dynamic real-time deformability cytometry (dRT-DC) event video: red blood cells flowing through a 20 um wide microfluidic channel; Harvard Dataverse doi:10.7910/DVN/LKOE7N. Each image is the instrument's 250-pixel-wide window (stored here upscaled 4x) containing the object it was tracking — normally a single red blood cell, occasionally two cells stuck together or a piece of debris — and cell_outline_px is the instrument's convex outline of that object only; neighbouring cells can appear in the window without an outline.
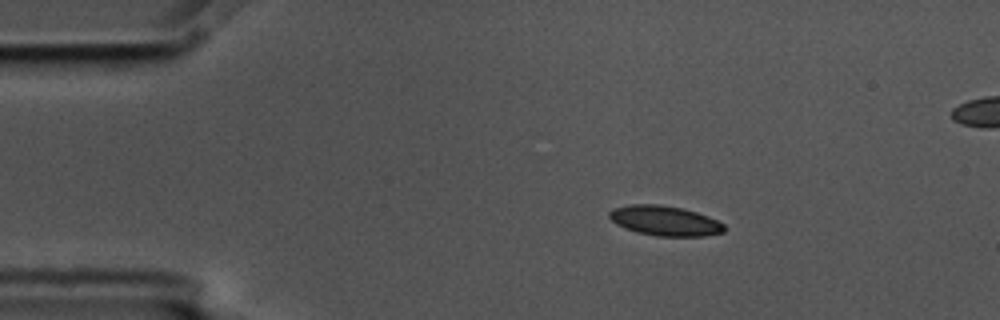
{"species": "common noctule bat (a hibernating species)", "species_latin": "Nyctalus noctula", "temperature_condition": "cold", "stored_images_in_passage": 5, "segment_of_instrument_passage": [1, 2], "camera_frame_rate_fps": 3000, "um_per_image_px": 0.085, "animal": {"sex": "male", "body_mass_g": 17.5, "forearm_length_mm": 52.3}, "frame": {"image": 1, "passage_image": 2, "time_ms": 0.333, "image_size_px": [1000, 320], "cell_outline_px": [[724, 232], [704, 236], [656, 236], [636, 232], [616, 224], [608, 216], [608, 212], [612, 208], [632, 204], [660, 204], [684, 208], [708, 216], [724, 224]], "centroid_in_image_um": [56.49, 18.76], "position_along_channel_um": 28.5, "area_um2": 20.11}}